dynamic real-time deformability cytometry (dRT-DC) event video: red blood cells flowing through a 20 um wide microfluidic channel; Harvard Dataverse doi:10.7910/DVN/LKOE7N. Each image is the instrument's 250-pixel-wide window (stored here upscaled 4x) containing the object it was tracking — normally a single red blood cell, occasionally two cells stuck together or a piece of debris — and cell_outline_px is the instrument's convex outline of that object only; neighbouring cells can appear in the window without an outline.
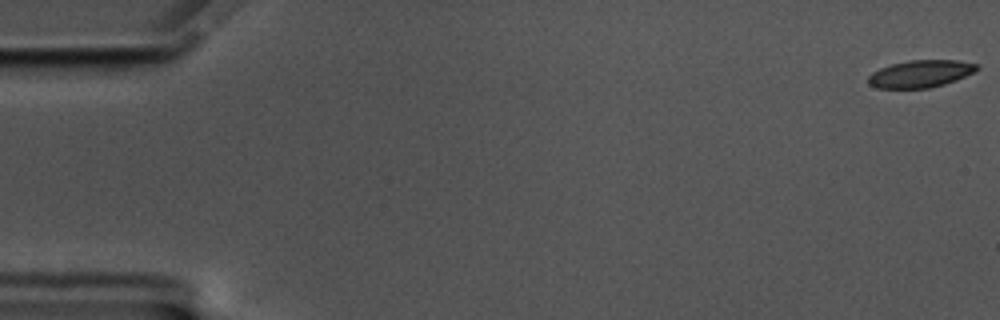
{"species": "common noctule bat (a hibernating species)", "species_latin": "Nyctalus noctula", "temperature_condition": "cold", "stored_images_in_passage": 58, "camera_frame_rate_fps": 3000, "um_per_image_px": 0.085, "animal": {"sex": "male", "body_mass_g": 17.5, "forearm_length_mm": 52.3}, "frame": {"image": 1, "passage_image": 1, "time_ms": 0.0, "image_size_px": [1000, 320], "cell_outline_px": [[980, 68], [956, 80], [944, 84], [928, 88], [876, 88], [868, 84], [868, 76], [872, 72], [880, 68], [892, 64], [908, 60], [956, 60], [980, 64]], "centroid_in_image_um": [78.23, 6.27], "position_along_channel_um": 6.8, "area_um2": 17.28}}
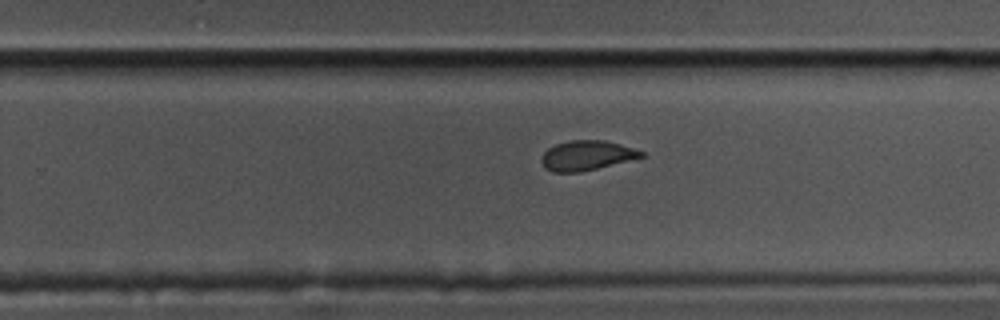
{"frame": {"image": 2, "passage_image": 37, "time_ms": 12.0, "image_size_px": [1000, 320], "cell_outline_px": [[644, 156], [580, 172], [552, 172], [544, 168], [540, 160], [544, 152], [548, 148], [556, 144], [572, 140], [604, 140], [620, 144], [644, 152]], "centroid_in_image_um": [49.81, 13.21], "position_along_channel_um": 280.0, "area_um2": 17.05}}
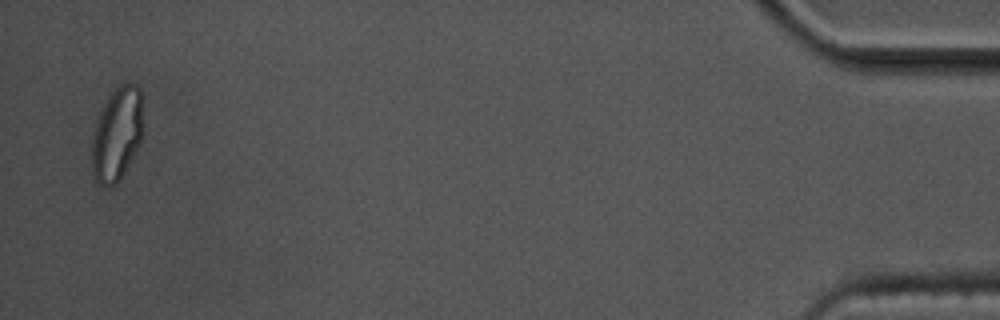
{"frame": {"image": 3, "passage_image": 57, "time_ms": 18.667, "image_size_px": [1000, 320], "cell_outline_px": [[144, 128], [140, 140], [132, 156], [116, 184], [112, 188], [108, 188], [100, 184], [96, 180], [92, 172], [92, 144], [96, 124], [100, 112], [104, 104], [116, 88], [120, 84], [128, 80], [136, 84], [140, 88], [144, 124]], "centroid_in_image_um": [9.96, 11.36], "position_along_channel_um": 425.2, "area_um2": 27.74}, "authors_computed_cell_mechanics": {"area_um2": 18.496, "velocity_mm_per_s": 3.4828, "shape_relaxation_time_tau1_ms": 5.9068, "shape_relaxation_time_tau2_ms": 1.3428, "deformation_change_tau1": 0.1508, "deformation_change_tau2": 0.0785}}